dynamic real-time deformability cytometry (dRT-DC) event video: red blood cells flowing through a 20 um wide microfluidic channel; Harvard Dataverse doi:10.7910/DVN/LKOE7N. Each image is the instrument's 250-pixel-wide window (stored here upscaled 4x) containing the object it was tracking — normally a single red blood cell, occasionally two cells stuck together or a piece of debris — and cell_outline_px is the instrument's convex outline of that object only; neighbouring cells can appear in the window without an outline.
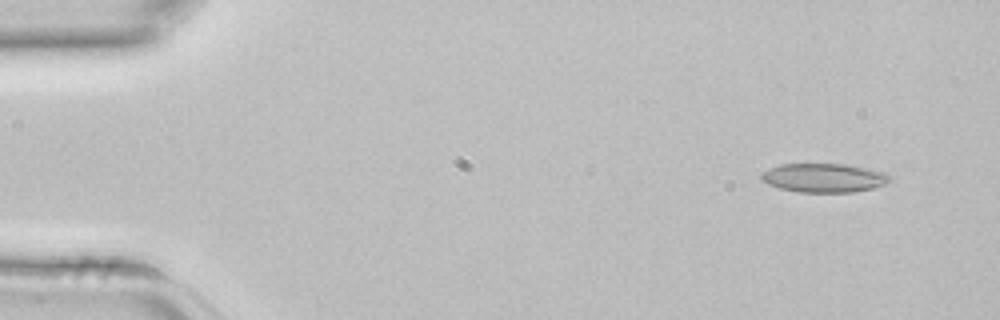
{"species": "common noctule bat (a hibernating species)", "species_latin": "Nyctalus noctula", "temperature_condition": "room temperature", "stored_images_in_passage": 3, "camera_frame_rate_fps": 3000, "um_per_image_px": 0.085, "animal": {"sex": "female", "body_mass_g": 22.7, "forearm_length_mm": 54.2}, "frame": {"image": 1, "passage_image": 1, "time_ms": 0.0, "image_size_px": [1000, 320], "cell_outline_px": [[892, 180], [884, 184], [872, 188], [852, 192], [800, 192], [780, 188], [768, 184], [760, 180], [760, 176], [764, 172], [780, 164], [844, 164], [884, 172]], "centroid_in_image_um": [70.01, 15.12], "position_along_channel_um": 15.0, "area_um2": 21.33}}
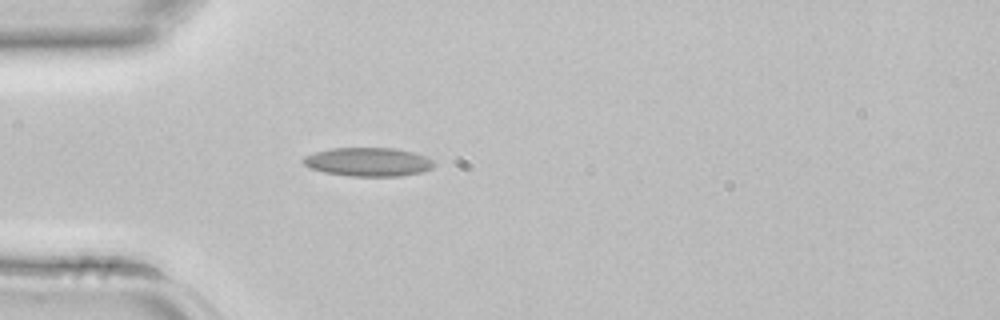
{"frame": {"image": 2, "passage_image": 3, "time_ms": 0.667, "image_size_px": [1000, 320], "cell_outline_px": [[436, 164], [432, 168], [420, 172], [400, 176], [348, 176], [324, 172], [312, 168], [304, 164], [300, 160], [304, 156], [316, 152], [332, 148], [396, 148], [412, 152], [424, 156], [432, 160]], "centroid_in_image_um": [31.28, 13.76], "position_along_channel_um": 53.7, "area_um2": 21.79}}